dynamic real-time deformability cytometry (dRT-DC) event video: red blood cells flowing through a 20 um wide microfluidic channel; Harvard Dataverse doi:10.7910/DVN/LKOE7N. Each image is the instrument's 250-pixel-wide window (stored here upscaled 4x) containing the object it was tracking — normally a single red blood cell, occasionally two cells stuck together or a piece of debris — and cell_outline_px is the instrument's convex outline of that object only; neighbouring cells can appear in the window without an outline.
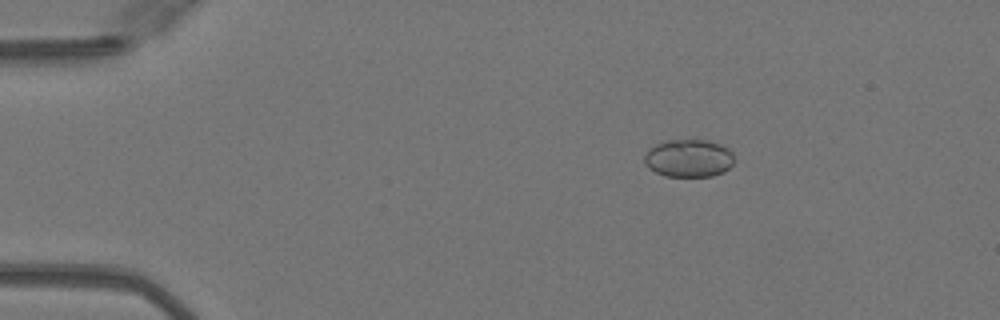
{"species": "Egyptian fruit bat (a non-hibernating species)", "species_latin": "Rousettus aegyptiacus", "temperature_condition": "warm", "stored_images_in_passage": 42, "camera_frame_rate_fps": 3000, "um_per_image_px": 0.085, "animal": {"sex": "female"}, "frame": {"image": 1, "passage_image": 1, "time_ms": 0.0, "image_size_px": [1000, 320], "cell_outline_px": [[732, 164], [724, 172], [712, 176], [664, 176], [648, 168], [644, 164], [644, 156], [648, 148], [656, 144], [668, 140], [708, 140], [720, 144], [728, 148], [732, 152]], "centroid_in_image_um": [58.51, 13.45], "position_along_channel_um": 26.5, "area_um2": 19.83}}
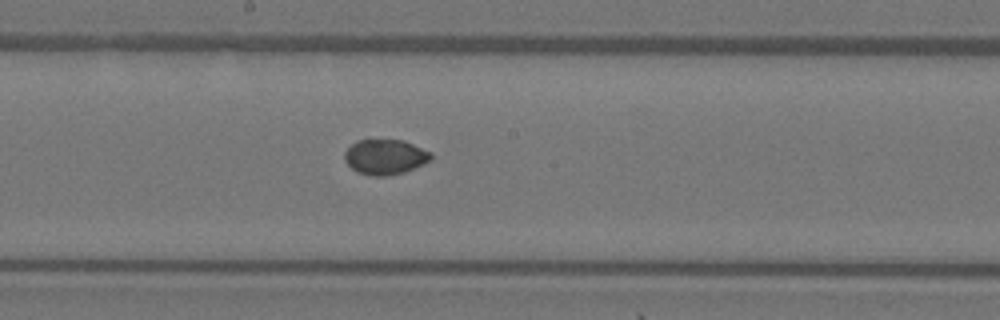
{"frame": {"image": 2, "passage_image": 20, "time_ms": 6.333, "image_size_px": [1000, 320], "cell_outline_px": [[432, 160], [424, 164], [404, 172], [388, 176], [372, 176], [356, 172], [344, 160], [344, 152], [356, 140], [404, 140], [432, 152]], "centroid_in_image_um": [32.75, 13.34], "position_along_channel_um": 215.4, "area_um2": 17.86}}
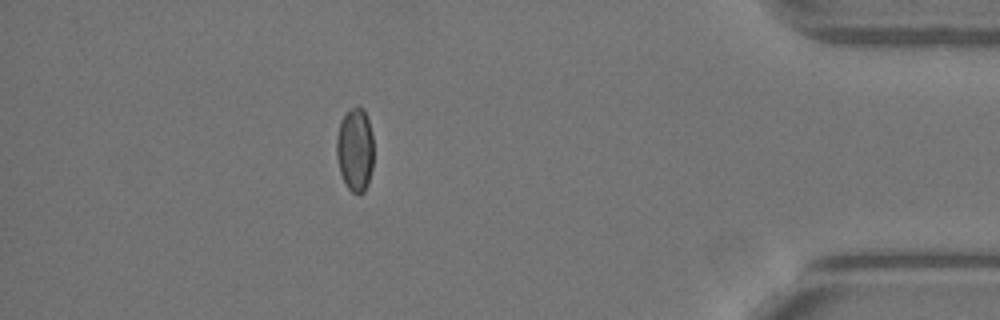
{"frame": {"image": 3, "passage_image": 37, "time_ms": 12.0, "image_size_px": [1000, 320], "cell_outline_px": [[372, 168], [368, 184], [364, 192], [360, 196], [352, 192], [344, 184], [340, 172], [336, 156], [336, 136], [340, 120], [344, 112], [356, 104], [364, 108], [368, 120], [372, 136]], "centroid_in_image_um": [30.15, 12.7], "position_along_channel_um": 405.0, "area_um2": 18.55}, "authors_computed_cell_mechanics": {"area_um2": 18.207, "velocity_mm_per_s": 4.1156, "shape_relaxation_time_tau1_ms": null, "shape_relaxation_time_tau2_ms": 0.8234, "deformation_change_tau1": null, "deformation_change_tau2": 0.0247}}